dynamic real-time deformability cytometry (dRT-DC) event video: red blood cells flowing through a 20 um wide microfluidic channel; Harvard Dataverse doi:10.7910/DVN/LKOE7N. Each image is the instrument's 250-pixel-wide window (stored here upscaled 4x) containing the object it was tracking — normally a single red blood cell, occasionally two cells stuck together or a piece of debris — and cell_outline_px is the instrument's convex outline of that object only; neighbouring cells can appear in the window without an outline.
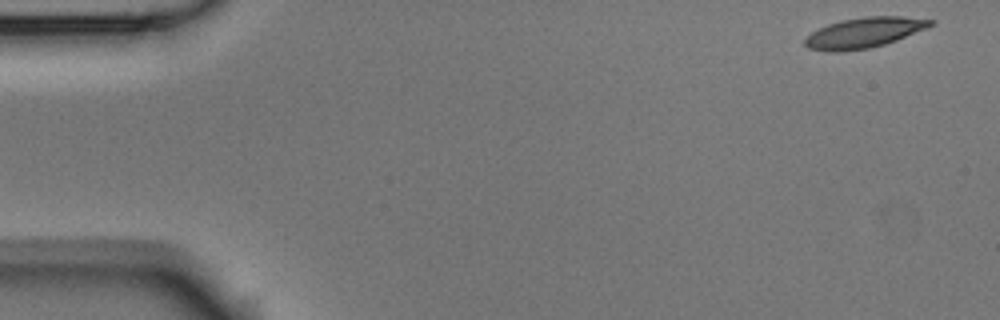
{"species": "Egyptian fruit bat (a non-hibernating species)", "species_latin": "Rousettus aegyptiacus", "temperature_condition": "room temperature", "stored_images_in_passage": 52, "camera_frame_rate_fps": 3000, "um_per_image_px": 0.085, "animal": {"sex": "male"}, "frame": {"image": 1, "passage_image": 1, "time_ms": 0.0, "image_size_px": [1000, 320], "cell_outline_px": [[936, 24], [928, 28], [896, 40], [884, 44], [868, 48], [840, 52], [828, 52], [808, 48], [804, 44], [804, 40], [812, 32], [828, 24], [840, 20], [864, 16], [904, 16], [936, 20]], "centroid_in_image_um": [73.48, 2.77], "position_along_channel_um": 11.5, "area_um2": 22.37}}
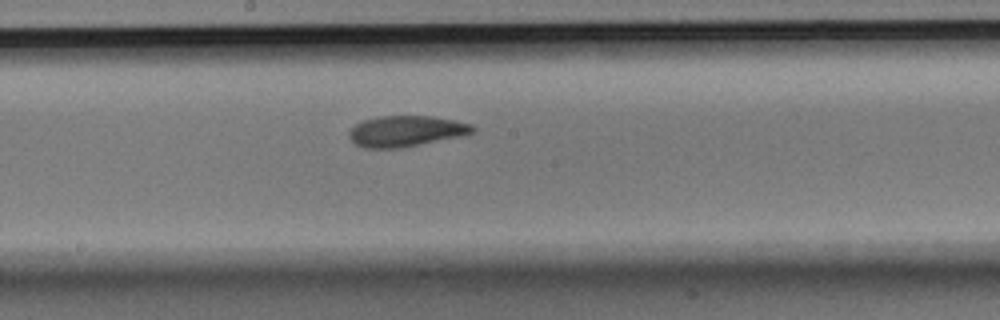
{"frame": {"image": 2, "passage_image": 27, "time_ms": 8.667, "image_size_px": [1000, 320], "cell_outline_px": [[476, 132], [460, 136], [400, 148], [364, 148], [356, 144], [348, 136], [348, 132], [356, 124], [364, 120], [380, 116], [428, 116], [456, 120], [472, 124], [476, 128]], "centroid_in_image_um": [34.53, 11.14], "position_along_channel_um": 213.7, "area_um2": 22.14}}
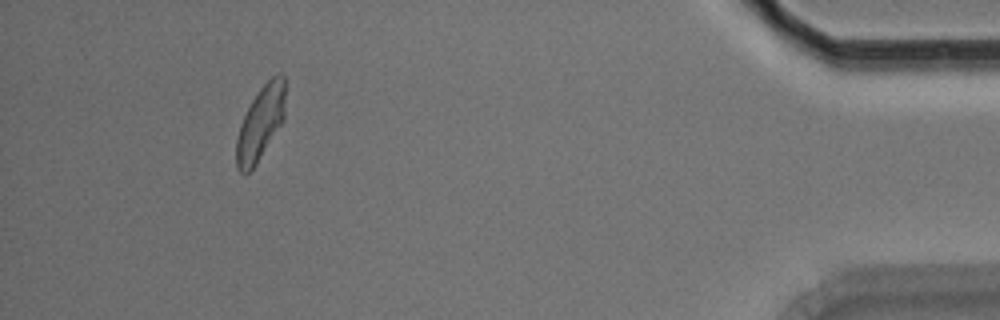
{"frame": {"image": 3, "passage_image": 48, "time_ms": 15.667, "image_size_px": [1000, 320], "cell_outline_px": [[284, 120], [252, 168], [244, 176], [236, 168], [236, 140], [240, 124], [252, 100], [260, 88], [276, 72], [284, 72]], "centroid_in_image_um": [22.13, 10.44], "position_along_channel_um": 413.1, "area_um2": 20.81}, "authors_computed_cell_mechanics": {"area_um2": 21.9929, "velocity_mm_per_s": 3.7403, "shape_relaxation_time_tau1_ms": null, "shape_relaxation_time_tau2_ms": 2.8314, "deformation_change_tau1": null, "deformation_change_tau2": 0.0829}}